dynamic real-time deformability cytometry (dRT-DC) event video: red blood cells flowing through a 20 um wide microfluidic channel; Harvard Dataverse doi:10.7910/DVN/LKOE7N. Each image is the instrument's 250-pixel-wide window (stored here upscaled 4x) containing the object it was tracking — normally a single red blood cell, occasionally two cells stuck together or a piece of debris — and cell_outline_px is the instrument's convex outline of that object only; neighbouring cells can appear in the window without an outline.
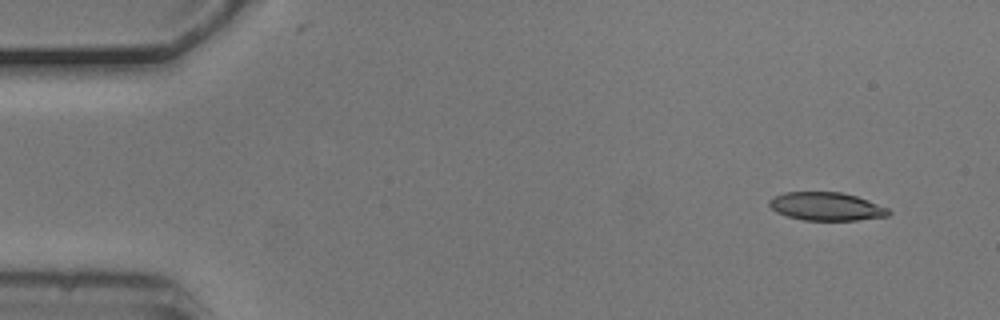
{"species": "common noctule bat (a hibernating species)", "species_latin": "Nyctalus noctula", "temperature_condition": "cold", "stored_images_in_passage": 3, "camera_frame_rate_fps": 3000, "um_per_image_px": 0.085, "animal": {"sex": "male", "body_mass_g": 20.5, "forearm_length_mm": 52.5}, "frame": {"image": 1, "passage_image": 1, "time_ms": 0.0, "image_size_px": [1000, 320], "cell_outline_px": [[892, 212], [888, 216], [856, 220], [804, 220], [788, 216], [776, 212], [768, 204], [768, 200], [772, 196], [784, 192], [840, 192], [856, 196], [868, 200], [888, 208]], "centroid_in_image_um": [70.22, 17.54], "position_along_channel_um": 14.8, "area_um2": 19.65}}
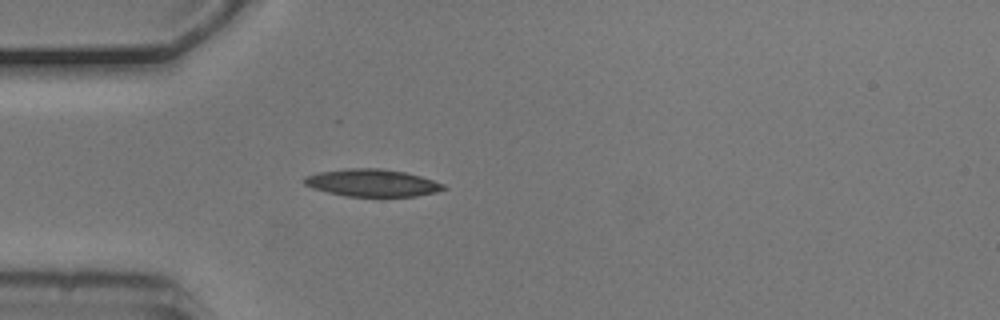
{"frame": {"image": 2, "passage_image": 3, "time_ms": 0.667, "image_size_px": [1000, 320], "cell_outline_px": [[448, 188], [436, 192], [416, 196], [348, 196], [328, 192], [312, 188], [304, 184], [304, 176], [320, 172], [348, 168], [380, 168], [404, 172], [420, 176], [444, 184]], "centroid_in_image_um": [31.64, 15.54], "position_along_channel_um": 53.4, "area_um2": 22.02}}